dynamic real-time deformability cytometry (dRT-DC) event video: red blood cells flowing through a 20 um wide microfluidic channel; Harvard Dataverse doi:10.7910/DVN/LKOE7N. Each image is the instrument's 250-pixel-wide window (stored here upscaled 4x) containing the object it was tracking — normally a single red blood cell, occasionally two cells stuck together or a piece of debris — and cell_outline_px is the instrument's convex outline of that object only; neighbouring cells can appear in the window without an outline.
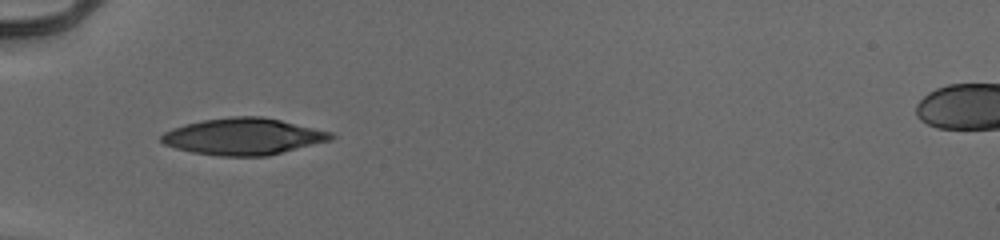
{"species": "human", "species_latin": "Homo sapiens", "temperature_condition": "cold", "stored_images_in_passage": 35, "camera_frame_rate_fps": 3000, "um_per_image_px": 0.085, "donor": {"sex": "male"}, "frame": {"image": 1, "passage_image": 1, "time_ms": 0.0, "image_size_px": [1000, 240], "cell_outline_px": [[336, 136], [332, 140], [268, 156], [220, 156], [192, 152], [176, 148], [164, 144], [160, 140], [160, 136], [164, 132], [172, 128], [184, 124], [204, 120], [232, 116], [260, 116], [280, 120], [332, 132]], "centroid_in_image_um": [20.69, 11.6], "position_along_channel_um": 64.3, "area_um2": 36.24}}
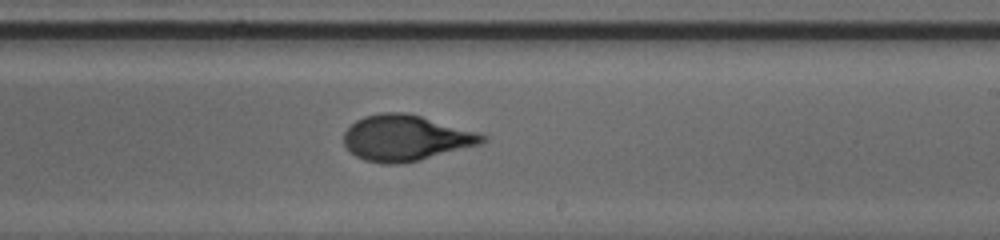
{"frame": {"image": 2, "passage_image": 16, "time_ms": 5.0, "image_size_px": [1000, 240], "cell_outline_px": [[488, 140], [480, 144], [420, 160], [404, 164], [384, 164], [364, 160], [356, 156], [344, 144], [344, 132], [356, 120], [364, 116], [380, 112], [404, 112], [420, 116], [480, 132], [488, 136]], "centroid_in_image_um": [34.51, 11.73], "position_along_channel_um": 254.5, "area_um2": 37.05}}
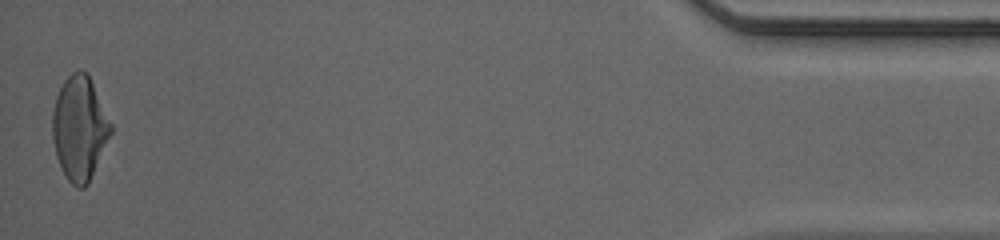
{"frame": {"image": 3, "passage_image": 35, "time_ms": 11.333, "image_size_px": [1000, 240], "cell_outline_px": [[112, 132], [88, 184], [84, 188], [76, 188], [68, 180], [56, 156], [52, 136], [52, 112], [56, 96], [64, 80], [72, 72], [80, 68], [88, 72], [112, 124]], "centroid_in_image_um": [6.76, 10.86], "position_along_channel_um": 428.4, "area_um2": 35.49}, "authors_computed_cell_mechanics": {"area_um2": 36.2984, "velocity_mm_per_s": 3.9567, "shape_relaxation_time_tau1_ms": 4.3834, "shape_relaxation_time_tau2_ms": 0.8671, "deformation_change_tau1": 0.2021, "deformation_change_tau2": 0.0573}}